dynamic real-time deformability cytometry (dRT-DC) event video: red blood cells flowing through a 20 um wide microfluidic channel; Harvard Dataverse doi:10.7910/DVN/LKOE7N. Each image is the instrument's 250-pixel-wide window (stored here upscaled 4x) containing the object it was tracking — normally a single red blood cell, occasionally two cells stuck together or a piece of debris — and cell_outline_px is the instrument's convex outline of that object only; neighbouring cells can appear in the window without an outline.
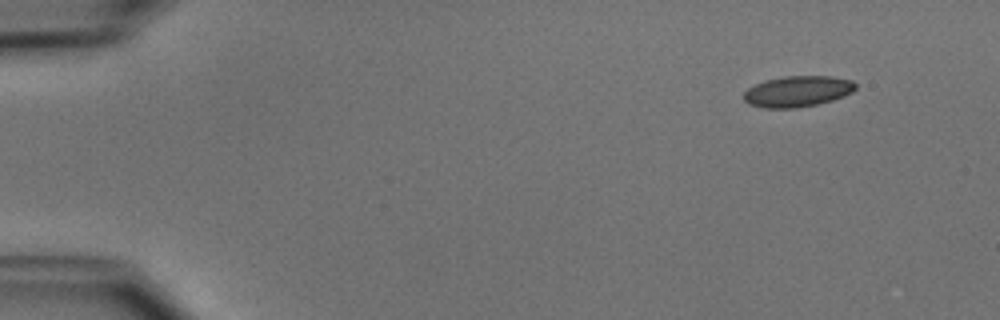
{"species": "common noctule bat (a hibernating species)", "species_latin": "Nyctalus noctula", "temperature_condition": "cold", "stored_images_in_passage": 47, "camera_frame_rate_fps": 3000, "um_per_image_px": 0.085, "animal": {"sex": "male", "body_mass_g": 15.6}, "frame": {"image": 1, "passage_image": 1, "time_ms": 0.0, "image_size_px": [1000, 320], "cell_outline_px": [[856, 88], [852, 92], [844, 96], [832, 100], [816, 104], [796, 108], [764, 108], [748, 104], [744, 100], [744, 92], [748, 88], [764, 80], [784, 76], [832, 76], [852, 80], [856, 84]], "centroid_in_image_um": [67.79, 7.76], "position_along_channel_um": 17.2, "area_um2": 20.23}}
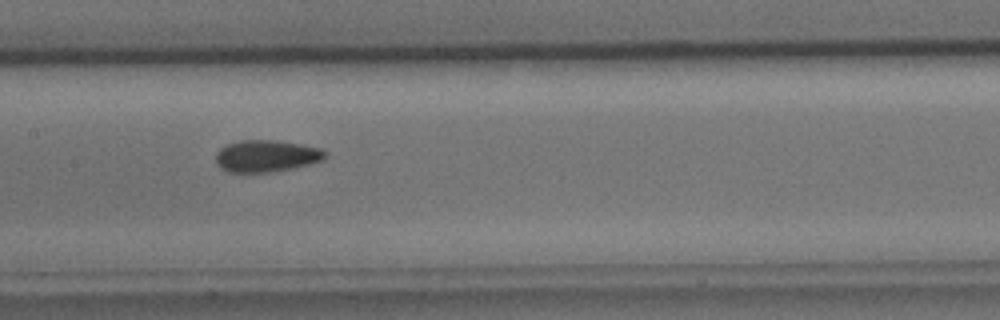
{"frame": {"image": 2, "passage_image": 22, "time_ms": 7.0, "image_size_px": [1000, 320], "cell_outline_px": [[328, 156], [320, 160], [308, 164], [268, 172], [228, 172], [220, 168], [216, 164], [216, 152], [220, 148], [228, 144], [240, 140], [276, 140], [324, 148], [328, 152]], "centroid_in_image_um": [22.63, 13.24], "position_along_channel_um": 184.8, "area_um2": 20.29}}
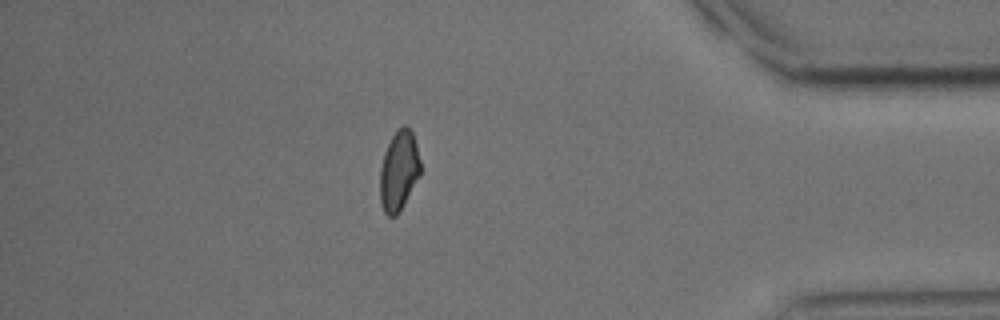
{"frame": {"image": 3, "passage_image": 41, "time_ms": 13.333, "image_size_px": [1000, 320], "cell_outline_px": [[420, 176], [400, 212], [396, 216], [388, 216], [384, 212], [380, 204], [380, 168], [384, 152], [392, 136], [404, 124], [412, 132], [416, 144], [420, 160]], "centroid_in_image_um": [33.9, 14.56], "position_along_channel_um": 401.3, "area_um2": 18.9}, "authors_computed_cell_mechanics": {"area_um2": 19.7676, "velocity_mm_per_s": 3.9325, "shape_relaxation_time_tau1_ms": 4.7427, "shape_relaxation_time_tau2_ms": 1.8196, "deformation_change_tau1": 0.1055, "deformation_change_tau2": 0.0664}}